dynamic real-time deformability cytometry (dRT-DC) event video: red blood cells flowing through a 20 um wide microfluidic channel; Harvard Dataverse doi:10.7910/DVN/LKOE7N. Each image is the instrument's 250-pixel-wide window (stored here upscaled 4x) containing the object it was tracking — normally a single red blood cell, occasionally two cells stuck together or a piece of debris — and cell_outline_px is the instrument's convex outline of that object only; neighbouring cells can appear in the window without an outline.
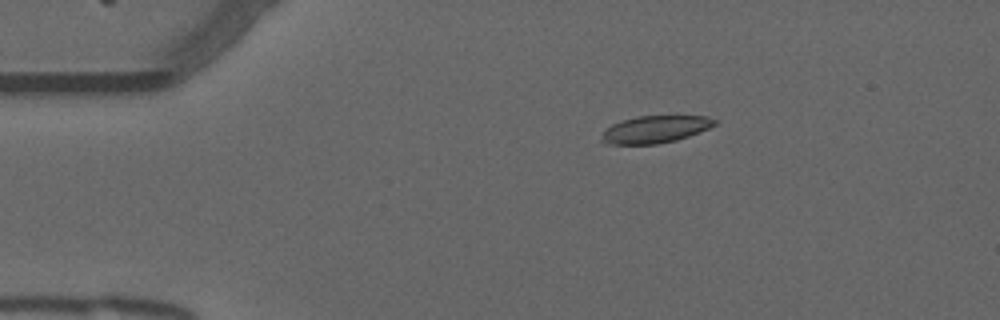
{"species": "common noctule bat (a hibernating species)", "species_latin": "Nyctalus noctula", "temperature_condition": "warm", "stored_images_in_passage": 10, "camera_frame_rate_fps": 3000, "um_per_image_px": 0.085, "animal": {"sex": "male", "forearm_length_mm": 52.5}, "frame": {"image": 1, "passage_image": 1, "time_ms": 0.0, "image_size_px": [1000, 320], "cell_outline_px": [[716, 124], [708, 128], [688, 136], [676, 140], [656, 144], [608, 144], [600, 140], [604, 132], [612, 124], [636, 116], [708, 116], [716, 120]], "centroid_in_image_um": [55.69, 10.99], "position_along_channel_um": 29.3, "area_um2": 17.69}}
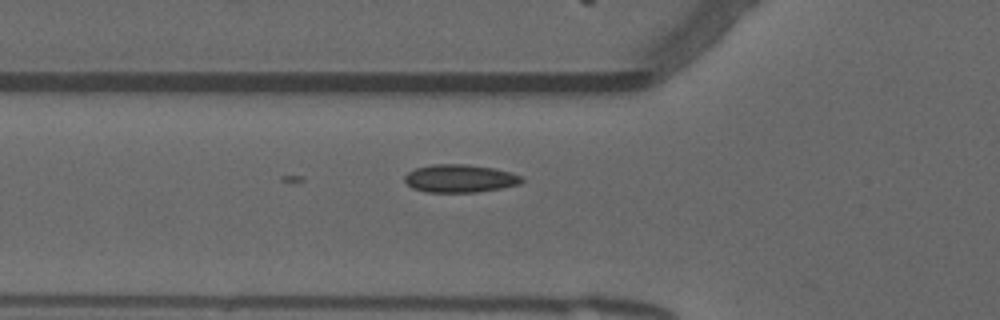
{"frame": {"image": 2, "passage_image": 10, "time_ms": 3.0, "image_size_px": [1000, 320], "cell_outline_px": [[524, 180], [520, 184], [500, 188], [476, 192], [428, 192], [412, 188], [404, 180], [404, 176], [408, 172], [416, 168], [432, 164], [464, 164], [492, 168], [512, 172], [524, 176]], "centroid_in_image_um": [39.11, 15.16], "position_along_channel_um": 86.7, "area_um2": 19.07}}